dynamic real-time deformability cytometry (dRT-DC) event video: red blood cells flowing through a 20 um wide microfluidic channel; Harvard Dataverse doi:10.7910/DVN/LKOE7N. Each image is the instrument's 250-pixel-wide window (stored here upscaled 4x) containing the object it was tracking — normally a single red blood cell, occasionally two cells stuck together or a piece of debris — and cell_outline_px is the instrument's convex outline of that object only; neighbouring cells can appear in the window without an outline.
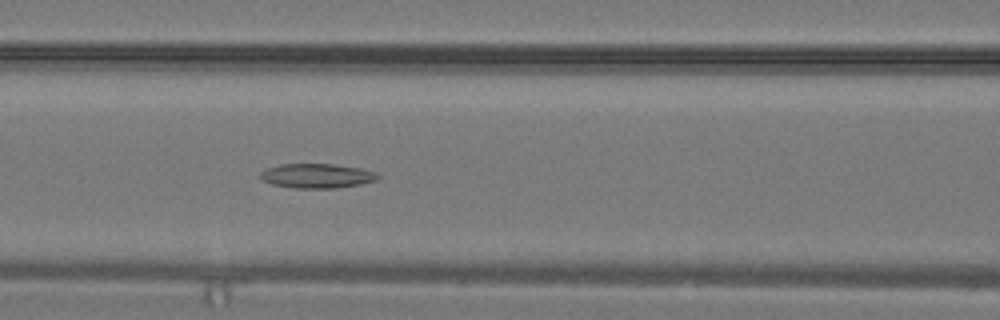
{"species": "common noctule bat (a hibernating species)", "species_latin": "Nyctalus noctula", "temperature_condition": "warm", "stored_images_in_passage": 14, "camera_frame_rate_fps": 3000, "um_per_image_px": 0.085, "animal": {"sex": "male", "body_mass_g": 19.2, "forearm_length_mm": 51.8}, "frame": {"image": 1, "passage_image": 14, "time_ms": 4.333, "image_size_px": [1000, 320], "cell_outline_px": [[380, 176], [376, 180], [360, 184], [336, 188], [296, 188], [272, 184], [260, 180], [260, 172], [268, 168], [280, 164], [332, 164], [360, 168], [376, 172]], "centroid_in_image_um": [26.92, 14.95], "position_along_channel_um": 139.7, "area_um2": 16.7}}